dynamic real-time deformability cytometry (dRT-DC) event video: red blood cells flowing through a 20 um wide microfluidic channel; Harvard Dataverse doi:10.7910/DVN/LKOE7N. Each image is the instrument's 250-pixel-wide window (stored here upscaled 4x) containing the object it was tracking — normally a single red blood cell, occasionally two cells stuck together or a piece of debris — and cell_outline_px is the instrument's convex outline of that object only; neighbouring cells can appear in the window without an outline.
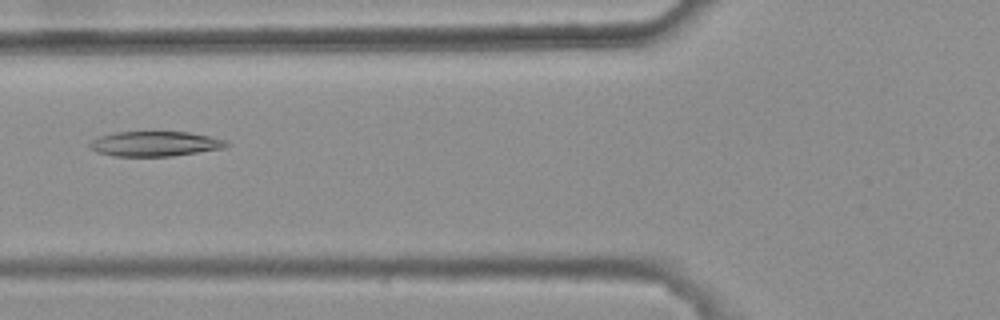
{"species": "common noctule bat (a hibernating species)", "species_latin": "Nyctalus noctula", "temperature_condition": "warm", "stored_images_in_passage": 7, "camera_frame_rate_fps": 3000, "um_per_image_px": 0.085, "animal": {"sex": "female", "body_mass_g": 25.1}, "frame": {"image": 1, "passage_image": 6, "time_ms": 1.667, "image_size_px": [1000, 320], "cell_outline_px": [[232, 144], [224, 148], [172, 156], [116, 156], [96, 152], [88, 148], [88, 144], [92, 140], [100, 136], [116, 132], [188, 132], [228, 140]], "centroid_in_image_um": [13.18, 12.22], "position_along_channel_um": 112.6, "area_um2": 19.94}}
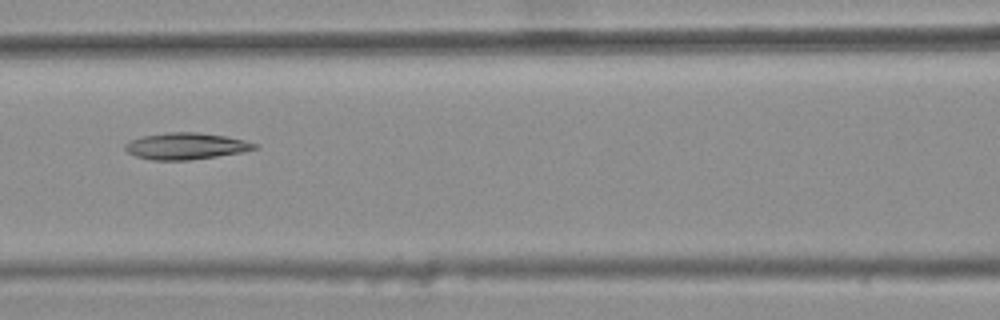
{"frame": {"image": 2, "passage_image": 7, "time_ms": 2.0, "image_size_px": [1000, 320], "cell_outline_px": [[260, 148], [244, 152], [188, 160], [152, 160], [136, 156], [128, 152], [124, 148], [124, 144], [140, 136], [168, 132], [196, 132], [224, 136], [244, 140], [256, 144]], "centroid_in_image_um": [15.8, 12.42], "position_along_channel_um": 150.8, "area_um2": 20.0}}